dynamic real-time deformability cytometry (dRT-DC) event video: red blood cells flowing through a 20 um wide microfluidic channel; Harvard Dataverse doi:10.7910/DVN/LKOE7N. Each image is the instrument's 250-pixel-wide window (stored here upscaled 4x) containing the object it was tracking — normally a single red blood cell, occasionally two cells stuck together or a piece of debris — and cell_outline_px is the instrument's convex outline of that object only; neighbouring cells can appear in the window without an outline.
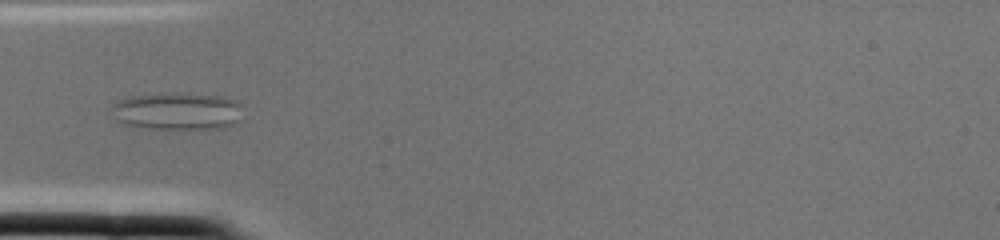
{"species": "common noctule bat (a hibernating species)", "species_latin": "Nyctalus noctula", "temperature_condition": "cold", "stored_images_in_passage": 2, "camera_frame_rate_fps": 3000, "um_per_image_px": 0.085, "animal": {"sex": "female", "body_mass_g": 22.0, "forearm_length_mm": 56.7}, "frame": {"image": 1, "passage_image": 2, "time_ms": 0.333, "image_size_px": [1000, 240], "cell_outline_px": [[240, 104], [236, 120], [232, 124], [224, 128], [152, 128], [124, 124], [116, 120], [112, 108], [112, 104], [116, 100], [128, 96], [188, 92], [224, 96], [236, 100]], "centroid_in_image_um": [15.03, 9.41], "position_along_channel_um": 70.0, "area_um2": 28.38}}